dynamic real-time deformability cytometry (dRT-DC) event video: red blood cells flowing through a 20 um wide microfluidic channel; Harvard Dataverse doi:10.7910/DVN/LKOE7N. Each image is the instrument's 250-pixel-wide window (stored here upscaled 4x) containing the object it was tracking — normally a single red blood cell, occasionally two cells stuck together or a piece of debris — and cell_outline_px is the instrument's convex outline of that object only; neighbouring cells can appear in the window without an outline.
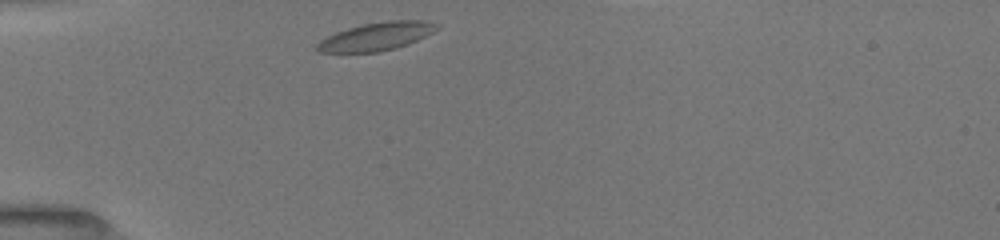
{"species": "common noctule bat (a hibernating species)", "species_latin": "Nyctalus noctula", "temperature_condition": "room temperature", "stored_images_in_passage": 19, "camera_frame_rate_fps": 3000, "um_per_image_px": 0.085, "animal": {"sex": "female", "body_mass_g": 19.5, "forearm_length_mm": 54.1}, "frame": {"image": 1, "passage_image": 1, "time_ms": 0.0, "image_size_px": [1000, 240], "cell_outline_px": [[440, 28], [408, 44], [396, 48], [380, 52], [320, 52], [316, 48], [316, 44], [320, 40], [336, 32], [360, 24], [388, 20], [424, 20], [440, 24]], "centroid_in_image_um": [32.02, 3.08], "position_along_channel_um": 53.0, "area_um2": 19.65}}
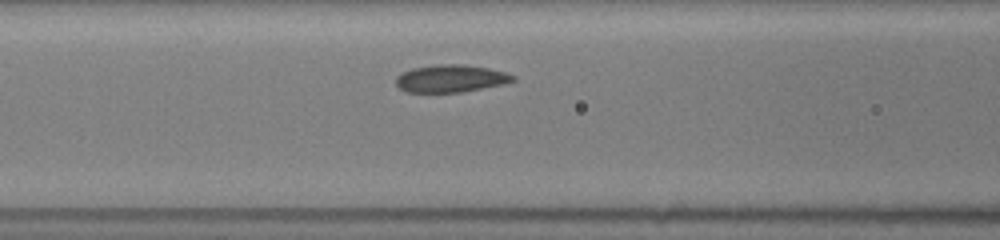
{"frame": {"image": 2, "passage_image": 7, "time_ms": 2.333, "image_size_px": [1000, 240], "cell_outline_px": [[516, 80], [504, 84], [460, 92], [404, 92], [396, 84], [396, 76], [412, 68], [436, 64], [464, 64], [488, 68], [504, 72], [516, 76]], "centroid_in_image_um": [38.31, 6.67], "position_along_channel_um": 128.3, "area_um2": 18.73}}
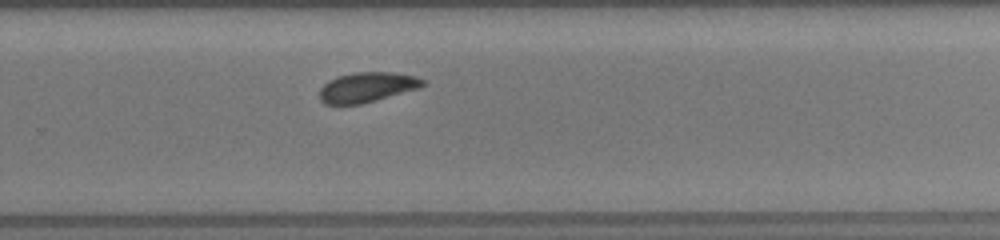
{"frame": {"image": 3, "passage_image": 19, "time_ms": 6.667, "image_size_px": [1000, 240], "cell_outline_px": [[428, 80], [420, 88], [376, 100], [360, 104], [324, 104], [320, 100], [320, 88], [328, 80], [352, 72], [392, 72], [416, 76]], "centroid_in_image_um": [31.22, 7.4], "position_along_channel_um": 298.6, "area_um2": 18.09}}